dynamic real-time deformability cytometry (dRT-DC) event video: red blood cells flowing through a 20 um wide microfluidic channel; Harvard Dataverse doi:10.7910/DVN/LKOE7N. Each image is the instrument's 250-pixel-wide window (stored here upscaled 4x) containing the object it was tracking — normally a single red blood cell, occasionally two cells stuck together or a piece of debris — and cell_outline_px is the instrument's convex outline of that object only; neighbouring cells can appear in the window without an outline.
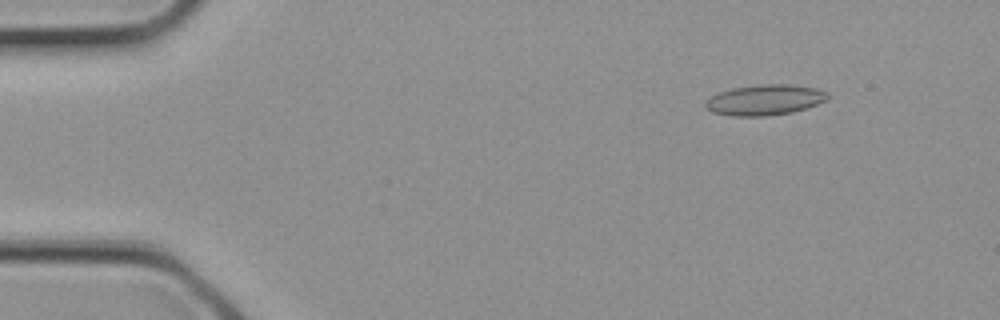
{"species": "common noctule bat (a hibernating species)", "species_latin": "Nyctalus noctula", "temperature_condition": "cold", "stored_images_in_passage": 2, "camera_frame_rate_fps": 3000, "um_per_image_px": 0.085, "animal": {"sex": "female", "body_mass_g": 21.9}, "frame": {"image": 1, "passage_image": 1, "time_ms": 0.0, "image_size_px": [1000, 320], "cell_outline_px": [[828, 100], [792, 112], [764, 116], [732, 116], [712, 112], [704, 104], [704, 100], [720, 92], [732, 88], [760, 84], [788, 84], [816, 88], [828, 92]], "centroid_in_image_um": [65.0, 8.49], "position_along_channel_um": 20.0, "area_um2": 21.68}}